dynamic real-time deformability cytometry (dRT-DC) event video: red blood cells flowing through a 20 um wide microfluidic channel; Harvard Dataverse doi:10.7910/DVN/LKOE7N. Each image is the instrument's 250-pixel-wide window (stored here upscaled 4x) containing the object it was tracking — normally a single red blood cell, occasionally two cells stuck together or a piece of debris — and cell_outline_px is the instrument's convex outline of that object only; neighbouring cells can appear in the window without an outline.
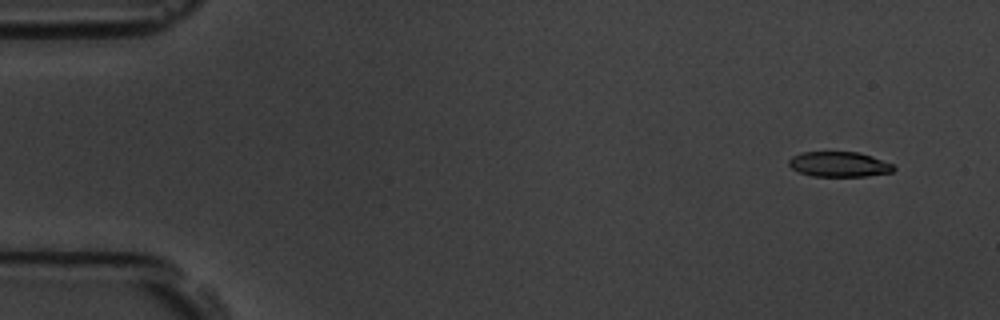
{"species": "common noctule bat (a hibernating species)", "species_latin": "Nyctalus noctula", "temperature_condition": "room temperature", "stored_images_in_passage": 6, "camera_frame_rate_fps": 3000, "um_per_image_px": 0.085, "animal": {"sex": "male", "body_mass_g": 19.5, "forearm_length_mm": 54.6}, "frame": {"image": 1, "passage_image": 1, "time_ms": 0.0, "image_size_px": [1000, 320], "cell_outline_px": [[896, 168], [892, 172], [868, 176], [812, 176], [800, 172], [792, 168], [788, 164], [788, 160], [792, 156], [800, 152], [860, 152], [872, 156], [892, 164]], "centroid_in_image_um": [71.32, 13.96], "position_along_channel_um": 13.7, "area_um2": 15.37}}
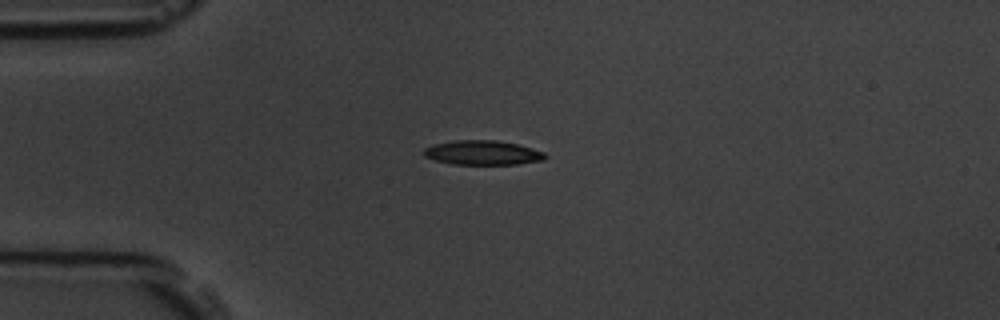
{"frame": {"image": 2, "passage_image": 4, "time_ms": 3.333, "image_size_px": [1000, 320], "cell_outline_px": [[548, 156], [544, 160], [516, 164], [452, 164], [436, 160], [424, 156], [424, 148], [432, 144], [456, 140], [496, 140], [516, 144], [532, 148], [544, 152]], "centroid_in_image_um": [41.03, 12.97], "position_along_channel_um": 44.0, "area_um2": 17.22}}
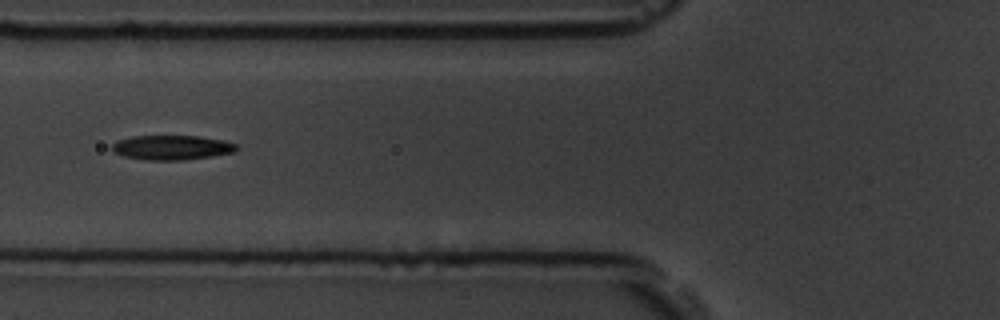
{"frame": {"image": 3, "passage_image": 6, "time_ms": 5.667, "image_size_px": [1000, 320], "cell_outline_px": [[240, 148], [236, 152], [212, 156], [184, 160], [148, 160], [124, 156], [112, 152], [112, 144], [116, 140], [132, 136], [200, 136], [224, 140], [236, 144]], "centroid_in_image_um": [14.62, 12.53], "position_along_channel_um": 111.2, "area_um2": 18.03}}